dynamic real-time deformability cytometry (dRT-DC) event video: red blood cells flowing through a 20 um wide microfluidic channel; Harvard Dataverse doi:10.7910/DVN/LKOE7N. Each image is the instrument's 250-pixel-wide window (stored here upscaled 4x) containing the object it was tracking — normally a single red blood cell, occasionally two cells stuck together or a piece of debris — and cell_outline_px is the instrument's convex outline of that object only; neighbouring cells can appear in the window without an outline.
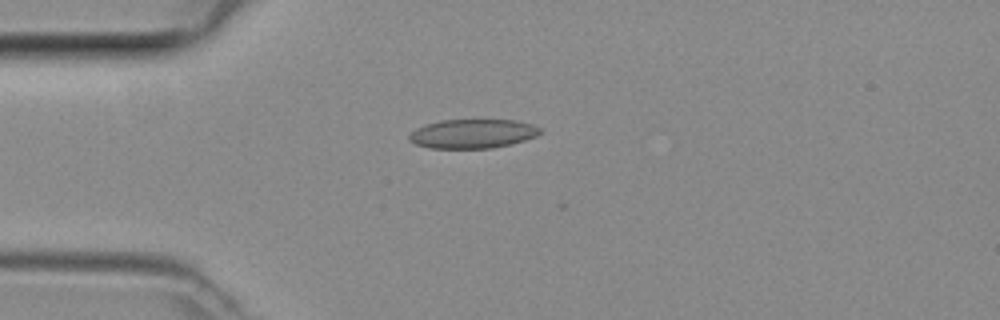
{"species": "common noctule bat (a hibernating species)", "species_latin": "Nyctalus noctula", "temperature_condition": "room temperature", "stored_images_in_passage": 9, "camera_frame_rate_fps": 3000, "um_per_image_px": 0.085, "animal": {"sex": "female", "body_mass_g": 29.2, "forearm_length_mm": 56.3}, "frame": {"image": 1, "passage_image": 1, "time_ms": 0.0, "image_size_px": [1000, 320], "cell_outline_px": [[544, 132], [536, 136], [524, 140], [492, 148], [428, 148], [416, 144], [408, 140], [408, 136], [416, 128], [440, 120], [516, 120], [532, 124], [540, 128]], "centroid_in_image_um": [40.18, 11.36], "position_along_channel_um": 44.8, "area_um2": 22.14}}
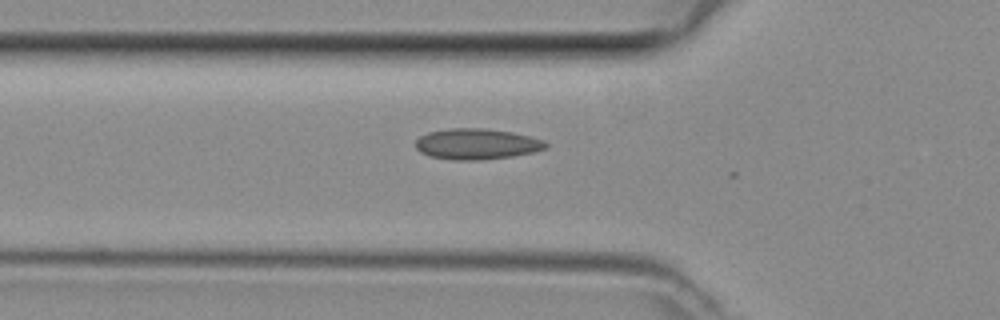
{"frame": {"image": 2, "passage_image": 5, "time_ms": 1.333, "image_size_px": [1000, 320], "cell_outline_px": [[548, 148], [532, 152], [512, 156], [480, 160], [452, 160], [428, 156], [420, 152], [416, 148], [416, 140], [420, 136], [428, 132], [448, 128], [484, 128], [512, 132], [544, 140], [548, 144]], "centroid_in_image_um": [40.5, 12.24], "position_along_channel_um": 85.3, "area_um2": 23.47}}
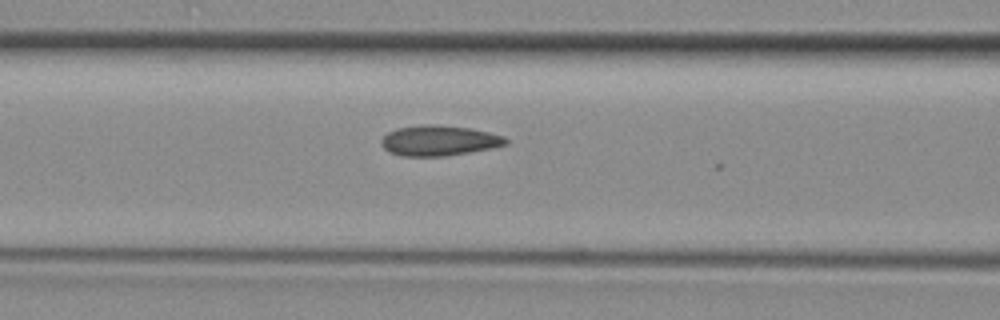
{"frame": {"image": 3, "passage_image": 8, "time_ms": 2.333, "image_size_px": [1000, 320], "cell_outline_px": [[508, 144], [492, 148], [444, 156], [404, 156], [392, 152], [384, 148], [380, 140], [388, 132], [396, 128], [424, 124], [436, 124], [468, 128], [488, 132], [504, 136], [508, 140]], "centroid_in_image_um": [37.32, 11.94], "position_along_channel_um": 129.3, "area_um2": 21.85}}